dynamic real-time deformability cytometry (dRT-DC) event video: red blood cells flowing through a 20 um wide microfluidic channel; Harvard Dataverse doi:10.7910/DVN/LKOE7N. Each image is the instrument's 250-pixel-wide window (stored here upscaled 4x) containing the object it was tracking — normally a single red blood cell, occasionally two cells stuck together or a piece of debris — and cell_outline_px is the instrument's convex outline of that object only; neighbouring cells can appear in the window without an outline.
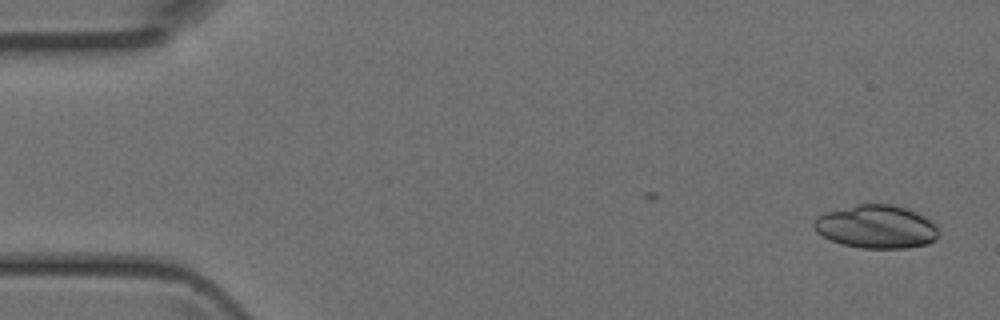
{"species": "Egyptian fruit bat (a non-hibernating species)", "species_latin": "Rousettus aegyptiacus", "temperature_condition": "room temperature", "stored_images_in_passage": 5, "camera_frame_rate_fps": 3000, "um_per_image_px": 0.085, "animal": {"sex": "female"}, "frame": {"image": 1, "passage_image": 1, "time_ms": 0.0, "image_size_px": [1000, 320], "cell_outline_px": [[936, 240], [928, 244], [908, 248], [860, 248], [840, 244], [816, 232], [812, 224], [812, 220], [816, 216], [824, 212], [856, 204], [892, 204], [904, 208], [924, 216], [932, 220], [936, 224]], "centroid_in_image_um": [74.44, 19.27], "position_along_channel_um": 10.6, "area_um2": 31.62}}
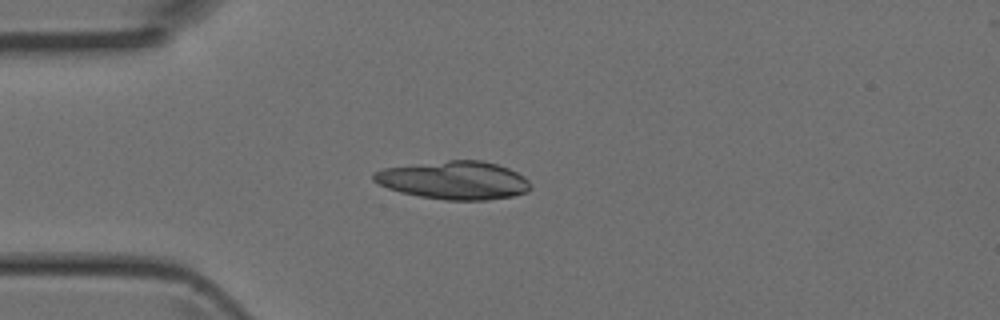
{"frame": {"image": 2, "passage_image": 4, "time_ms": 1.0, "image_size_px": [1000, 320], "cell_outline_px": [[532, 188], [528, 192], [512, 196], [488, 200], [444, 200], [420, 196], [400, 192], [388, 188], [372, 180], [372, 172], [384, 168], [448, 160], [480, 160], [496, 164], [508, 168], [524, 176], [532, 184]], "centroid_in_image_um": [38.61, 15.32], "position_along_channel_um": 46.4, "area_um2": 34.97}}